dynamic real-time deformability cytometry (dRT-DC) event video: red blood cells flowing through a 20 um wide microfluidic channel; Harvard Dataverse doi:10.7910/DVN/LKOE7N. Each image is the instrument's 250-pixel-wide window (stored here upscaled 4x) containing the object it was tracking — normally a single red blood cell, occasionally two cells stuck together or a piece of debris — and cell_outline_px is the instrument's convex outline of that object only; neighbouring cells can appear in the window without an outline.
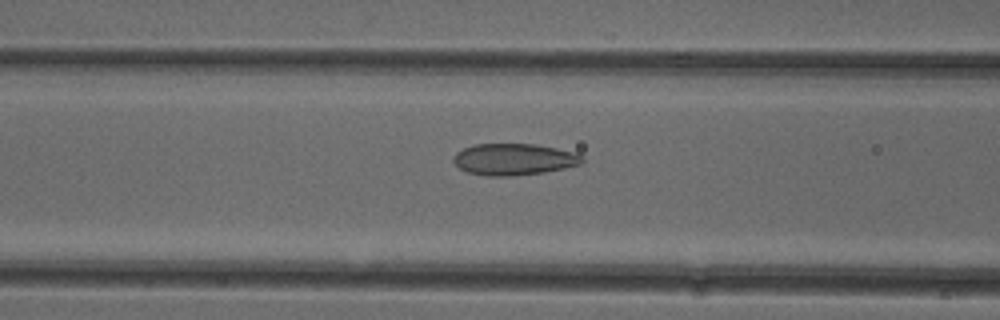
{"species": "common noctule bat (a hibernating species)", "species_latin": "Nyctalus noctula", "temperature_condition": "cold", "stored_images_in_passage": 51, "camera_frame_rate_fps": 3000, "um_per_image_px": 0.085, "animal": {"sex": "female"}, "frame": {"image": 1, "passage_image": 20, "time_ms": 6.333, "image_size_px": [1000, 320], "cell_outline_px": [[584, 160], [580, 164], [564, 168], [544, 172], [512, 176], [484, 176], [468, 172], [460, 168], [452, 160], [452, 156], [456, 152], [464, 148], [476, 144], [536, 144], [576, 152], [584, 156]], "centroid_in_image_um": [43.69, 13.54], "position_along_channel_um": 122.9, "area_um2": 23.81}}
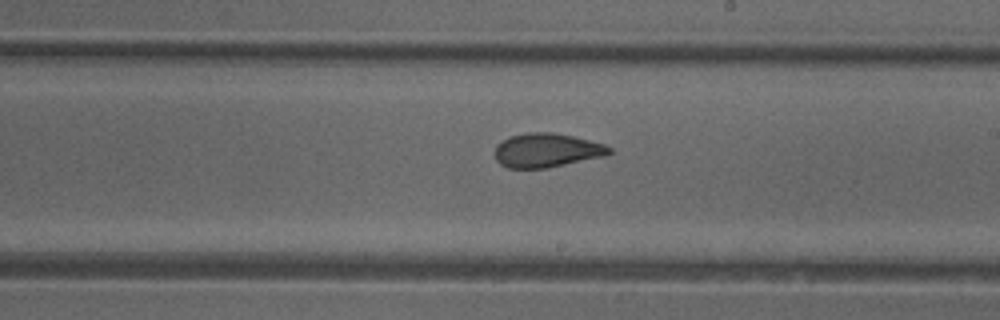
{"frame": {"image": 2, "passage_image": 29, "time_ms": 9.333, "image_size_px": [1000, 320], "cell_outline_px": [[612, 152], [604, 156], [548, 168], [508, 168], [500, 164], [496, 160], [496, 144], [508, 136], [528, 132], [552, 132], [572, 136], [604, 144], [612, 148]], "centroid_in_image_um": [46.45, 12.77], "position_along_channel_um": 242.6, "area_um2": 22.72}}
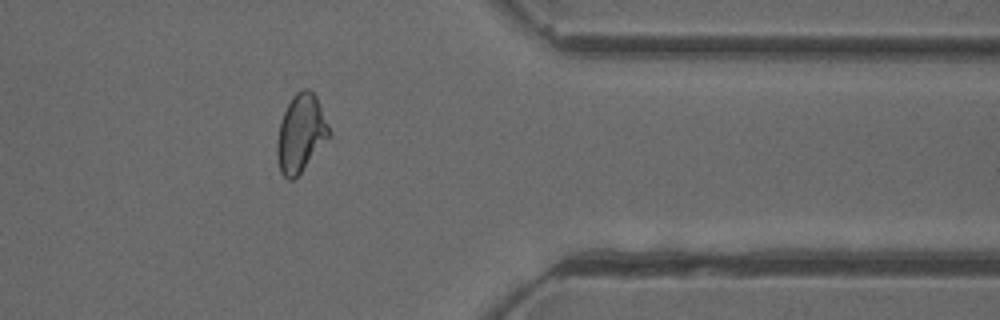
{"frame": {"image": 3, "passage_image": 41, "time_ms": 13.333, "image_size_px": [1000, 320], "cell_outline_px": [[332, 136], [300, 172], [292, 180], [288, 180], [280, 172], [276, 152], [276, 140], [280, 120], [292, 96], [296, 92], [304, 88], [308, 88], [316, 96], [332, 132]], "centroid_in_image_um": [25.57, 11.32], "position_along_channel_um": 385.8, "area_um2": 23.76}, "authors_computed_cell_mechanics": {"area_um2": 23.8714, "velocity_mm_per_s": 3.9862, "shape_relaxation_time_tau1_ms": 6.4934, "shape_relaxation_time_tau2_ms": 1.5839, "deformation_change_tau1": 0.1343, "deformation_change_tau2": 0.0739}}